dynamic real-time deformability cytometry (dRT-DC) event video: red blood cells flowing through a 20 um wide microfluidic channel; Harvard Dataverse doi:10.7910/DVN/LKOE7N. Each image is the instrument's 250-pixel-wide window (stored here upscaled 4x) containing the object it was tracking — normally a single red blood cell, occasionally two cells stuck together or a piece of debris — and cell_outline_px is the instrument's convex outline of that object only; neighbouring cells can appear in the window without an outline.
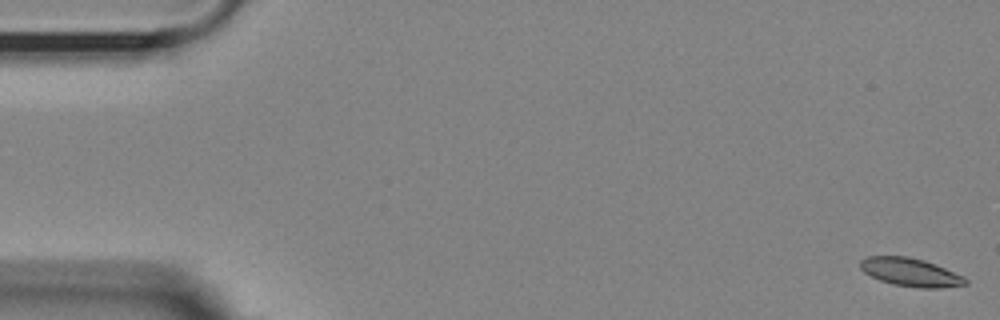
{"species": "Egyptian fruit bat (a non-hibernating species)", "species_latin": "Rousettus aegyptiacus", "temperature_condition": "room temperature", "stored_images_in_passage": 15, "camera_frame_rate_fps": 3000, "um_per_image_px": 0.085, "animal": {"sex": "female"}, "frame": {"image": 1, "passage_image": 1, "time_ms": 0.0, "image_size_px": [1000, 320], "cell_outline_px": [[968, 284], [940, 288], [920, 288], [892, 284], [880, 280], [864, 272], [860, 268], [860, 260], [868, 256], [908, 256], [924, 260], [964, 276], [968, 280]], "centroid_in_image_um": [77.4, 23.14], "position_along_channel_um": 7.6, "area_um2": 17.28}}
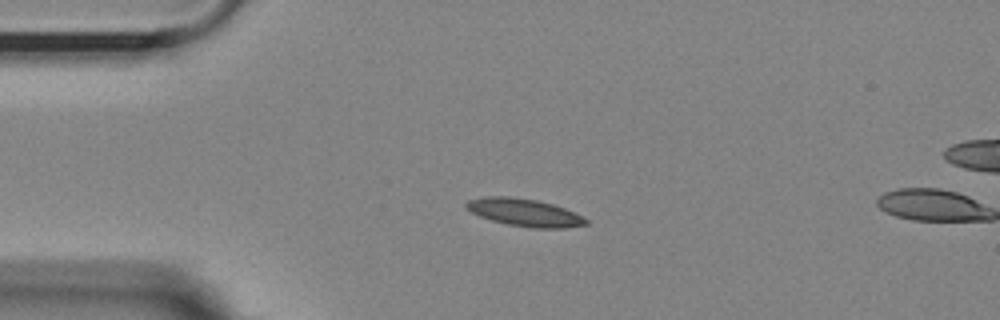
{"frame": {"image": 2, "passage_image": 13, "time_ms": 4.0, "image_size_px": [1000, 320], "cell_outline_px": [[588, 224], [564, 228], [532, 228], [508, 224], [492, 220], [480, 216], [464, 208], [464, 204], [468, 200], [484, 196], [508, 196], [536, 200], [552, 204], [564, 208], [588, 220]], "centroid_in_image_um": [44.53, 18.05], "position_along_channel_um": 40.5, "area_um2": 19.07}}